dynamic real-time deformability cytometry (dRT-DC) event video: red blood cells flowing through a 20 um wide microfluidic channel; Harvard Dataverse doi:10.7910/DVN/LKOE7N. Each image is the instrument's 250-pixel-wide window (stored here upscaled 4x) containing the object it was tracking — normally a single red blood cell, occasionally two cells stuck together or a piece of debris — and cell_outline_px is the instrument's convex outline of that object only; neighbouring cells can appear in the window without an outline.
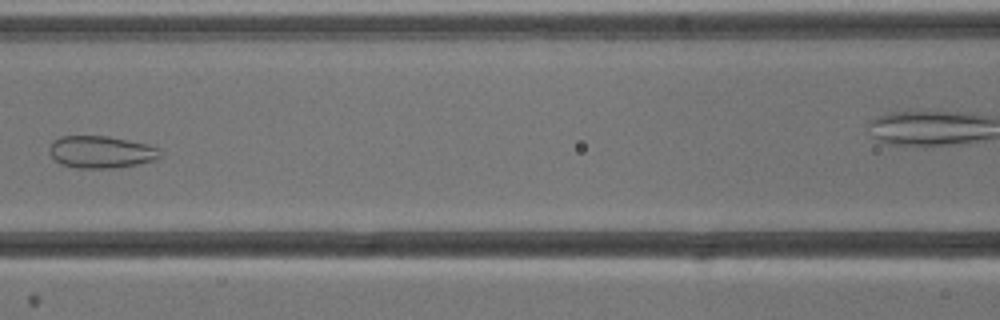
{"species": "common noctule bat (a hibernating species)", "species_latin": "Nyctalus noctula", "temperature_condition": "cold", "stored_images_in_passage": 7, "camera_frame_rate_fps": 3000, "um_per_image_px": 0.085, "animal": {"sex": "male", "body_mass_g": 13.3}, "frame": {"image": 1, "passage_image": 6, "time_ms": 6.0, "image_size_px": [1000, 320], "cell_outline_px": [[160, 156], [156, 160], [116, 168], [76, 168], [60, 164], [48, 152], [48, 148], [52, 140], [60, 136], [108, 136], [148, 144], [160, 148]], "centroid_in_image_um": [8.56, 12.91], "position_along_channel_um": 158.0, "area_um2": 20.98}}